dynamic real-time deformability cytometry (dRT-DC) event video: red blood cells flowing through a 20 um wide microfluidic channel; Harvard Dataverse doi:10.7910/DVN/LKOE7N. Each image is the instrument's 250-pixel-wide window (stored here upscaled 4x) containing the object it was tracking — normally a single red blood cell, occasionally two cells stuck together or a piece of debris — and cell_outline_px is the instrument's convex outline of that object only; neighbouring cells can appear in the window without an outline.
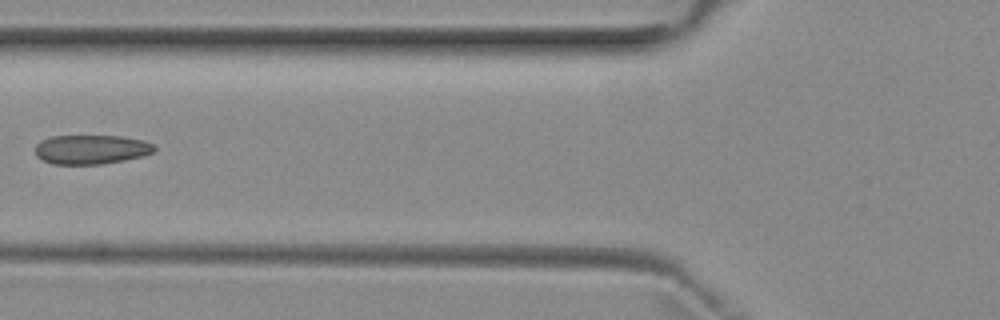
{"species": "common noctule bat (a hibernating species)", "species_latin": "Nyctalus noctula", "temperature_condition": "room temperature", "stored_images_in_passage": 5, "camera_frame_rate_fps": 3000, "um_per_image_px": 0.085, "animal": {"sex": "female", "body_mass_g": 29.2, "forearm_length_mm": 56.3}, "frame": {"image": 1, "passage_image": 5, "time_ms": 4.667, "image_size_px": [1000, 320], "cell_outline_px": [[156, 148], [152, 152], [140, 156], [124, 160], [100, 164], [52, 164], [36, 156], [36, 144], [40, 140], [52, 136], [124, 136], [144, 140], [152, 144]], "centroid_in_image_um": [7.73, 12.69], "position_along_channel_um": 118.1, "area_um2": 20.23}}